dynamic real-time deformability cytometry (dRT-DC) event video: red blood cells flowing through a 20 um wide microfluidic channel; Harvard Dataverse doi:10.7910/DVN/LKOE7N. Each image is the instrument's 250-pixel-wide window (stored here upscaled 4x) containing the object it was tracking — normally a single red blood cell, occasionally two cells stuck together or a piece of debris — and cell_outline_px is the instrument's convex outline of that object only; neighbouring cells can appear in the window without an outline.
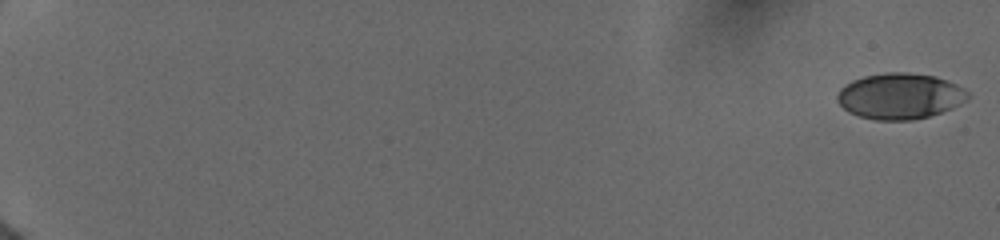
{"species": "human", "species_latin": "Homo sapiens", "temperature_condition": "cold", "stored_images_in_passage": 57, "camera_frame_rate_fps": 3000, "um_per_image_px": 0.085, "donor": {"sex": "female"}, "frame": {"image": 1, "passage_image": 1, "time_ms": 0.0, "image_size_px": [1000, 240], "cell_outline_px": [[972, 96], [968, 100], [952, 108], [928, 116], [912, 120], [876, 120], [860, 116], [848, 112], [836, 100], [836, 96], [840, 88], [844, 84], [852, 80], [864, 76], [888, 72], [904, 72], [936, 76], [948, 80], [964, 88]], "centroid_in_image_um": [76.5, 8.16], "position_along_channel_um": 8.5, "area_um2": 35.14}}
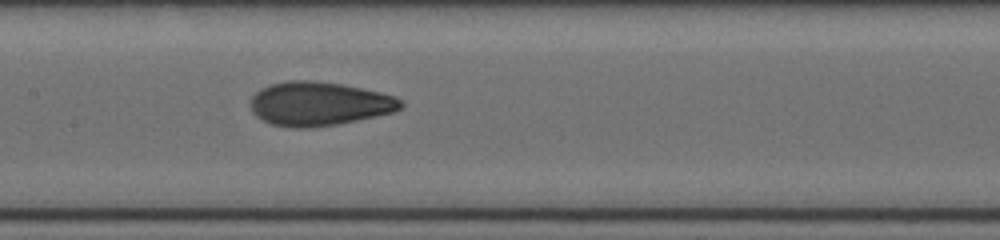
{"frame": {"image": 2, "passage_image": 33, "time_ms": 10.0, "image_size_px": [1000, 240], "cell_outline_px": [[404, 104], [400, 108], [392, 112], [356, 120], [336, 124], [312, 128], [292, 128], [272, 124], [256, 116], [252, 112], [252, 96], [260, 88], [272, 84], [288, 80], [312, 80], [340, 84], [380, 92], [392, 96], [400, 100]], "centroid_in_image_um": [27.08, 8.82], "position_along_channel_um": 180.3, "area_um2": 38.03}}
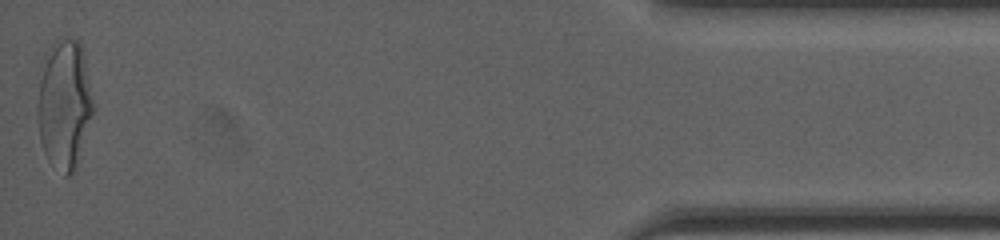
{"frame": {"image": 3, "passage_image": 56, "time_ms": 18.0, "image_size_px": [1000, 240], "cell_outline_px": [[96, 108], [76, 168], [72, 176], [64, 176], [48, 160], [44, 152], [40, 140], [36, 116], [36, 72], [48, 48], [60, 36], [80, 40], [84, 52]], "centroid_in_image_um": [5.45, 8.8], "position_along_channel_um": 429.8, "area_um2": 44.33}, "authors_computed_cell_mechanics": {"area_um2": 37.1076, "velocity_mm_per_s": 3.969, "shape_relaxation_time_tau1_ms": 5.2481, "shape_relaxation_time_tau2_ms": 0.9048, "deformation_change_tau1": 0.1709, "deformation_change_tau2": 0.0522}}